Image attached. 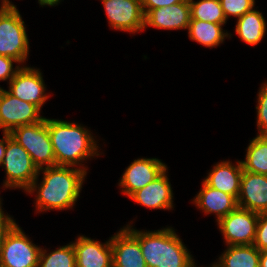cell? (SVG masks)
Wrapping results in <instances>:
<instances>
[{"mask_svg": "<svg viewBox=\"0 0 267 267\" xmlns=\"http://www.w3.org/2000/svg\"><path fill=\"white\" fill-rule=\"evenodd\" d=\"M1 166L6 171V180L3 184L5 188H22L27 191L40 174L29 153L11 137L9 132Z\"/></svg>", "mask_w": 267, "mask_h": 267, "instance_id": "cell-5", "label": "cell"}, {"mask_svg": "<svg viewBox=\"0 0 267 267\" xmlns=\"http://www.w3.org/2000/svg\"><path fill=\"white\" fill-rule=\"evenodd\" d=\"M256 109L258 135L267 136V82L259 90Z\"/></svg>", "mask_w": 267, "mask_h": 267, "instance_id": "cell-27", "label": "cell"}, {"mask_svg": "<svg viewBox=\"0 0 267 267\" xmlns=\"http://www.w3.org/2000/svg\"><path fill=\"white\" fill-rule=\"evenodd\" d=\"M265 31L266 22L260 11L252 9L237 19L235 32L249 45L255 46L261 42Z\"/></svg>", "mask_w": 267, "mask_h": 267, "instance_id": "cell-21", "label": "cell"}, {"mask_svg": "<svg viewBox=\"0 0 267 267\" xmlns=\"http://www.w3.org/2000/svg\"><path fill=\"white\" fill-rule=\"evenodd\" d=\"M127 228L137 237L147 267H195L194 259L172 228L143 232Z\"/></svg>", "mask_w": 267, "mask_h": 267, "instance_id": "cell-3", "label": "cell"}, {"mask_svg": "<svg viewBox=\"0 0 267 267\" xmlns=\"http://www.w3.org/2000/svg\"><path fill=\"white\" fill-rule=\"evenodd\" d=\"M260 251L254 245L227 246L212 267H259Z\"/></svg>", "mask_w": 267, "mask_h": 267, "instance_id": "cell-20", "label": "cell"}, {"mask_svg": "<svg viewBox=\"0 0 267 267\" xmlns=\"http://www.w3.org/2000/svg\"><path fill=\"white\" fill-rule=\"evenodd\" d=\"M234 166L230 161H221L213 166L203 180L208 186L232 195L236 199L240 193L242 165L240 161Z\"/></svg>", "mask_w": 267, "mask_h": 267, "instance_id": "cell-18", "label": "cell"}, {"mask_svg": "<svg viewBox=\"0 0 267 267\" xmlns=\"http://www.w3.org/2000/svg\"><path fill=\"white\" fill-rule=\"evenodd\" d=\"M189 2L191 19L226 24L227 20L219 0H199L198 2L189 0Z\"/></svg>", "mask_w": 267, "mask_h": 267, "instance_id": "cell-24", "label": "cell"}, {"mask_svg": "<svg viewBox=\"0 0 267 267\" xmlns=\"http://www.w3.org/2000/svg\"><path fill=\"white\" fill-rule=\"evenodd\" d=\"M224 24H216L197 19H191L188 27L189 38L206 47H216L221 44L228 33H224L222 26Z\"/></svg>", "mask_w": 267, "mask_h": 267, "instance_id": "cell-22", "label": "cell"}, {"mask_svg": "<svg viewBox=\"0 0 267 267\" xmlns=\"http://www.w3.org/2000/svg\"><path fill=\"white\" fill-rule=\"evenodd\" d=\"M1 204L2 203L0 202V247L3 243L6 233L15 224V221L10 216L4 215Z\"/></svg>", "mask_w": 267, "mask_h": 267, "instance_id": "cell-31", "label": "cell"}, {"mask_svg": "<svg viewBox=\"0 0 267 267\" xmlns=\"http://www.w3.org/2000/svg\"><path fill=\"white\" fill-rule=\"evenodd\" d=\"M41 249L15 223L6 233L0 247V266L38 267Z\"/></svg>", "mask_w": 267, "mask_h": 267, "instance_id": "cell-7", "label": "cell"}, {"mask_svg": "<svg viewBox=\"0 0 267 267\" xmlns=\"http://www.w3.org/2000/svg\"><path fill=\"white\" fill-rule=\"evenodd\" d=\"M259 267H267V249L260 251Z\"/></svg>", "mask_w": 267, "mask_h": 267, "instance_id": "cell-33", "label": "cell"}, {"mask_svg": "<svg viewBox=\"0 0 267 267\" xmlns=\"http://www.w3.org/2000/svg\"><path fill=\"white\" fill-rule=\"evenodd\" d=\"M259 214L237 207L224 216L218 226L228 246L253 245Z\"/></svg>", "mask_w": 267, "mask_h": 267, "instance_id": "cell-8", "label": "cell"}, {"mask_svg": "<svg viewBox=\"0 0 267 267\" xmlns=\"http://www.w3.org/2000/svg\"><path fill=\"white\" fill-rule=\"evenodd\" d=\"M245 156V161H240L243 170L267 175V136L250 140Z\"/></svg>", "mask_w": 267, "mask_h": 267, "instance_id": "cell-23", "label": "cell"}, {"mask_svg": "<svg viewBox=\"0 0 267 267\" xmlns=\"http://www.w3.org/2000/svg\"><path fill=\"white\" fill-rule=\"evenodd\" d=\"M86 170L72 166L43 167L39 169V172L43 171L42 182L37 185V176L26 192L33 193L38 189L35 207L39 212L72 208L79 197Z\"/></svg>", "mask_w": 267, "mask_h": 267, "instance_id": "cell-1", "label": "cell"}, {"mask_svg": "<svg viewBox=\"0 0 267 267\" xmlns=\"http://www.w3.org/2000/svg\"><path fill=\"white\" fill-rule=\"evenodd\" d=\"M193 201L205 214L215 213L217 222L238 207L235 197L208 186L204 181Z\"/></svg>", "mask_w": 267, "mask_h": 267, "instance_id": "cell-19", "label": "cell"}, {"mask_svg": "<svg viewBox=\"0 0 267 267\" xmlns=\"http://www.w3.org/2000/svg\"><path fill=\"white\" fill-rule=\"evenodd\" d=\"M47 128L57 166H82L80 162L100 155L93 135L85 127L77 123L47 119Z\"/></svg>", "mask_w": 267, "mask_h": 267, "instance_id": "cell-2", "label": "cell"}, {"mask_svg": "<svg viewBox=\"0 0 267 267\" xmlns=\"http://www.w3.org/2000/svg\"><path fill=\"white\" fill-rule=\"evenodd\" d=\"M40 109L32 103L22 101L0 87V129L11 132L23 125L40 122Z\"/></svg>", "mask_w": 267, "mask_h": 267, "instance_id": "cell-9", "label": "cell"}, {"mask_svg": "<svg viewBox=\"0 0 267 267\" xmlns=\"http://www.w3.org/2000/svg\"><path fill=\"white\" fill-rule=\"evenodd\" d=\"M13 62L18 63L14 58L0 55V80H10L15 76L16 72L20 69L19 66L13 68Z\"/></svg>", "mask_w": 267, "mask_h": 267, "instance_id": "cell-29", "label": "cell"}, {"mask_svg": "<svg viewBox=\"0 0 267 267\" xmlns=\"http://www.w3.org/2000/svg\"><path fill=\"white\" fill-rule=\"evenodd\" d=\"M8 8H16L9 0H2V5L0 6V11L6 10Z\"/></svg>", "mask_w": 267, "mask_h": 267, "instance_id": "cell-35", "label": "cell"}, {"mask_svg": "<svg viewBox=\"0 0 267 267\" xmlns=\"http://www.w3.org/2000/svg\"><path fill=\"white\" fill-rule=\"evenodd\" d=\"M184 1L186 0H141V4H142L143 13L145 14L149 10L171 6L172 4L180 3Z\"/></svg>", "mask_w": 267, "mask_h": 267, "instance_id": "cell-30", "label": "cell"}, {"mask_svg": "<svg viewBox=\"0 0 267 267\" xmlns=\"http://www.w3.org/2000/svg\"><path fill=\"white\" fill-rule=\"evenodd\" d=\"M72 244L76 255V267H113L111 238L102 244L81 235Z\"/></svg>", "mask_w": 267, "mask_h": 267, "instance_id": "cell-16", "label": "cell"}, {"mask_svg": "<svg viewBox=\"0 0 267 267\" xmlns=\"http://www.w3.org/2000/svg\"><path fill=\"white\" fill-rule=\"evenodd\" d=\"M11 137L31 156L38 169L57 166L51 138L47 128V118L40 122L16 127Z\"/></svg>", "mask_w": 267, "mask_h": 267, "instance_id": "cell-4", "label": "cell"}, {"mask_svg": "<svg viewBox=\"0 0 267 267\" xmlns=\"http://www.w3.org/2000/svg\"><path fill=\"white\" fill-rule=\"evenodd\" d=\"M129 198L150 209H172L173 192L166 170L144 188L134 192Z\"/></svg>", "mask_w": 267, "mask_h": 267, "instance_id": "cell-17", "label": "cell"}, {"mask_svg": "<svg viewBox=\"0 0 267 267\" xmlns=\"http://www.w3.org/2000/svg\"><path fill=\"white\" fill-rule=\"evenodd\" d=\"M226 20L230 16L240 18L248 11L252 10L255 0H219Z\"/></svg>", "mask_w": 267, "mask_h": 267, "instance_id": "cell-26", "label": "cell"}, {"mask_svg": "<svg viewBox=\"0 0 267 267\" xmlns=\"http://www.w3.org/2000/svg\"><path fill=\"white\" fill-rule=\"evenodd\" d=\"M60 1L61 0H38V3L41 6H45V5L54 6V5H57Z\"/></svg>", "mask_w": 267, "mask_h": 267, "instance_id": "cell-34", "label": "cell"}, {"mask_svg": "<svg viewBox=\"0 0 267 267\" xmlns=\"http://www.w3.org/2000/svg\"><path fill=\"white\" fill-rule=\"evenodd\" d=\"M3 135V138L0 140V165L3 161L7 146V132H3Z\"/></svg>", "mask_w": 267, "mask_h": 267, "instance_id": "cell-32", "label": "cell"}, {"mask_svg": "<svg viewBox=\"0 0 267 267\" xmlns=\"http://www.w3.org/2000/svg\"><path fill=\"white\" fill-rule=\"evenodd\" d=\"M113 29L135 33L145 29L141 0H101Z\"/></svg>", "mask_w": 267, "mask_h": 267, "instance_id": "cell-10", "label": "cell"}, {"mask_svg": "<svg viewBox=\"0 0 267 267\" xmlns=\"http://www.w3.org/2000/svg\"><path fill=\"white\" fill-rule=\"evenodd\" d=\"M113 267H147L137 237L127 228L111 237Z\"/></svg>", "mask_w": 267, "mask_h": 267, "instance_id": "cell-14", "label": "cell"}, {"mask_svg": "<svg viewBox=\"0 0 267 267\" xmlns=\"http://www.w3.org/2000/svg\"><path fill=\"white\" fill-rule=\"evenodd\" d=\"M38 267H76L73 244L69 243L50 253L41 249Z\"/></svg>", "mask_w": 267, "mask_h": 267, "instance_id": "cell-25", "label": "cell"}, {"mask_svg": "<svg viewBox=\"0 0 267 267\" xmlns=\"http://www.w3.org/2000/svg\"><path fill=\"white\" fill-rule=\"evenodd\" d=\"M191 20L190 2L175 3L171 6L149 10L144 14V27L159 29H188Z\"/></svg>", "mask_w": 267, "mask_h": 267, "instance_id": "cell-15", "label": "cell"}, {"mask_svg": "<svg viewBox=\"0 0 267 267\" xmlns=\"http://www.w3.org/2000/svg\"><path fill=\"white\" fill-rule=\"evenodd\" d=\"M29 40L17 8L0 11V55L24 62L29 55Z\"/></svg>", "mask_w": 267, "mask_h": 267, "instance_id": "cell-6", "label": "cell"}, {"mask_svg": "<svg viewBox=\"0 0 267 267\" xmlns=\"http://www.w3.org/2000/svg\"><path fill=\"white\" fill-rule=\"evenodd\" d=\"M167 166L157 158L134 160L125 170L119 182L122 192L130 197L160 176Z\"/></svg>", "mask_w": 267, "mask_h": 267, "instance_id": "cell-12", "label": "cell"}, {"mask_svg": "<svg viewBox=\"0 0 267 267\" xmlns=\"http://www.w3.org/2000/svg\"><path fill=\"white\" fill-rule=\"evenodd\" d=\"M41 72L31 67H20L9 82L8 92L22 101L34 104L40 110L49 96L45 93Z\"/></svg>", "mask_w": 267, "mask_h": 267, "instance_id": "cell-11", "label": "cell"}, {"mask_svg": "<svg viewBox=\"0 0 267 267\" xmlns=\"http://www.w3.org/2000/svg\"><path fill=\"white\" fill-rule=\"evenodd\" d=\"M253 245L259 251L267 249V213L259 214Z\"/></svg>", "mask_w": 267, "mask_h": 267, "instance_id": "cell-28", "label": "cell"}, {"mask_svg": "<svg viewBox=\"0 0 267 267\" xmlns=\"http://www.w3.org/2000/svg\"><path fill=\"white\" fill-rule=\"evenodd\" d=\"M238 207L255 213H267V175L243 170Z\"/></svg>", "mask_w": 267, "mask_h": 267, "instance_id": "cell-13", "label": "cell"}]
</instances>
